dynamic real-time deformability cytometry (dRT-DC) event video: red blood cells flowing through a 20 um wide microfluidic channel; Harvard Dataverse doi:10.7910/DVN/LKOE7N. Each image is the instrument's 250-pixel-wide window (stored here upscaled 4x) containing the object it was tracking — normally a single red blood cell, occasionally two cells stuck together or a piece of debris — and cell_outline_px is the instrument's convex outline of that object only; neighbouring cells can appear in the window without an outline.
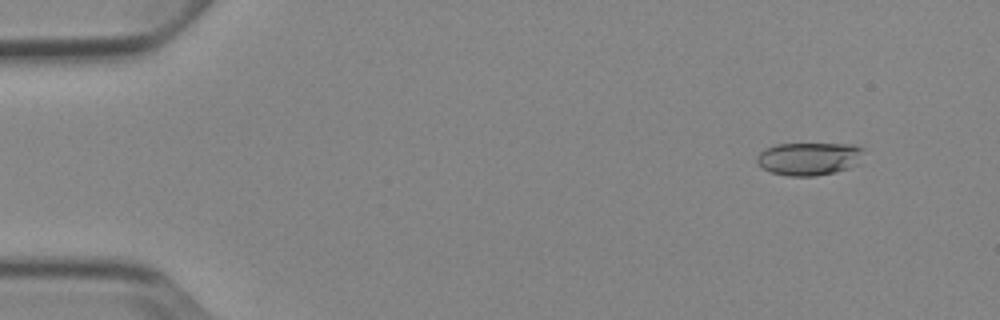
{"species": "Egyptian fruit bat (a non-hibernating species)", "species_latin": "Rousettus aegyptiacus", "temperature_condition": "cold", "stored_images_in_passage": 51, "camera_frame_rate_fps": 3000, "um_per_image_px": 0.085, "animal": {"sex": "female"}, "frame": {"image": 1, "passage_image": 3, "time_ms": 0.667, "image_size_px": [1000, 320], "cell_outline_px": [[864, 148], [856, 164], [848, 168], [836, 172], [816, 176], [788, 176], [772, 172], [764, 168], [756, 160], [756, 156], [764, 148], [776, 144], [852, 144]], "centroid_in_image_um": [68.74, 13.48], "position_along_channel_um": 16.3, "area_um2": 20.35}}
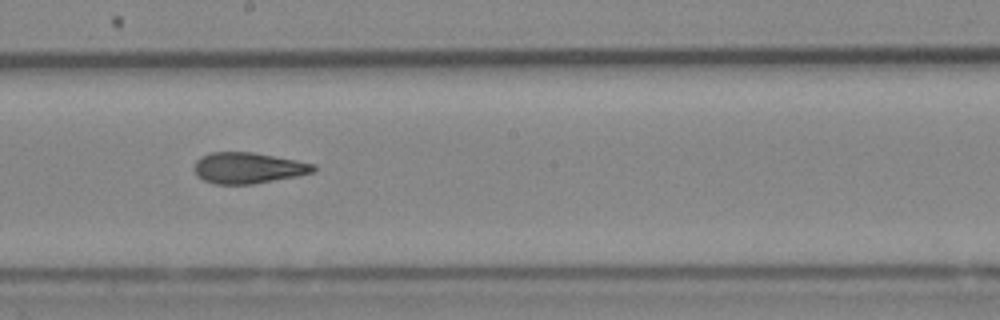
{"frame": {"image": 2, "passage_image": 28, "time_ms": 9.0, "image_size_px": [1000, 320], "cell_outline_px": [[316, 172], [296, 176], [252, 184], [216, 184], [204, 180], [196, 176], [192, 168], [196, 160], [200, 156], [212, 152], [252, 152], [296, 160], [316, 164]], "centroid_in_image_um": [21.06, 14.27], "position_along_channel_um": 227.1, "area_um2": 21.68}}
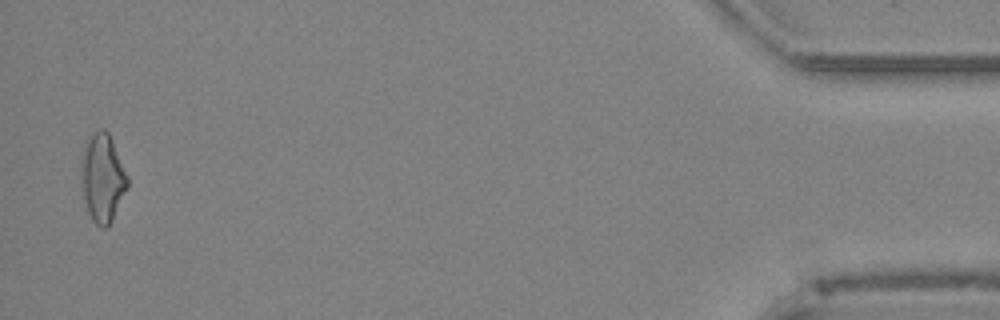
{"frame": {"image": 3, "passage_image": 50, "time_ms": 16.333, "image_size_px": [1000, 320], "cell_outline_px": [[128, 188], [112, 220], [104, 228], [100, 228], [92, 220], [88, 212], [84, 200], [80, 164], [80, 160], [84, 144], [88, 136], [92, 132], [100, 128], [104, 128], [108, 132], [112, 140], [128, 176]], "centroid_in_image_um": [8.7, 15.08], "position_along_channel_um": 426.5, "area_um2": 24.04}, "authors_computed_cell_mechanics": {"area_um2": 21.7906, "velocity_mm_per_s": 3.8609, "shape_relaxation_time_tau1_ms": 5.3095, "shape_relaxation_time_tau2_ms": 2.6076, "deformation_change_tau1": 0.1522, "deformation_change_tau2": 0.091}}